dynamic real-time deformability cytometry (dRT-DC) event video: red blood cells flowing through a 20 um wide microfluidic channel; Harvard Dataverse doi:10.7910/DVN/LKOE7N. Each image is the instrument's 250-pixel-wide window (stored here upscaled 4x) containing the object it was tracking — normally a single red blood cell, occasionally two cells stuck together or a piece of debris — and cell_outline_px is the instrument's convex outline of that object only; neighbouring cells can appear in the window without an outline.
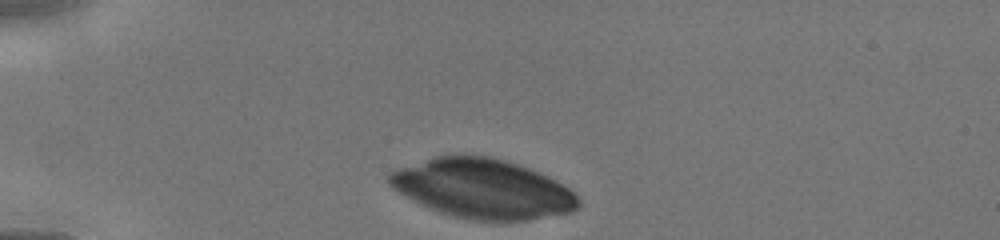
{"species": "human", "species_latin": "Homo sapiens", "temperature_condition": "cold", "stored_images_in_passage": 14, "camera_frame_rate_fps": 3000, "um_per_image_px": 0.085, "donor": {"sex": "male"}, "frame": {"image": 1, "passage_image": 1, "time_ms": 0.0, "image_size_px": [1000, 240], "cell_outline_px": [[580, 204], [572, 212], [528, 220], [500, 224], [472, 220], [452, 216], [428, 208], [412, 200], [392, 188], [388, 184], [388, 176], [392, 172], [400, 168], [436, 156], [456, 152], [488, 156], [504, 160], [528, 168], [556, 180], [568, 188], [580, 200]], "centroid_in_image_um": [41.02, 16.06], "position_along_channel_um": 44.0, "area_um2": 66.24}}